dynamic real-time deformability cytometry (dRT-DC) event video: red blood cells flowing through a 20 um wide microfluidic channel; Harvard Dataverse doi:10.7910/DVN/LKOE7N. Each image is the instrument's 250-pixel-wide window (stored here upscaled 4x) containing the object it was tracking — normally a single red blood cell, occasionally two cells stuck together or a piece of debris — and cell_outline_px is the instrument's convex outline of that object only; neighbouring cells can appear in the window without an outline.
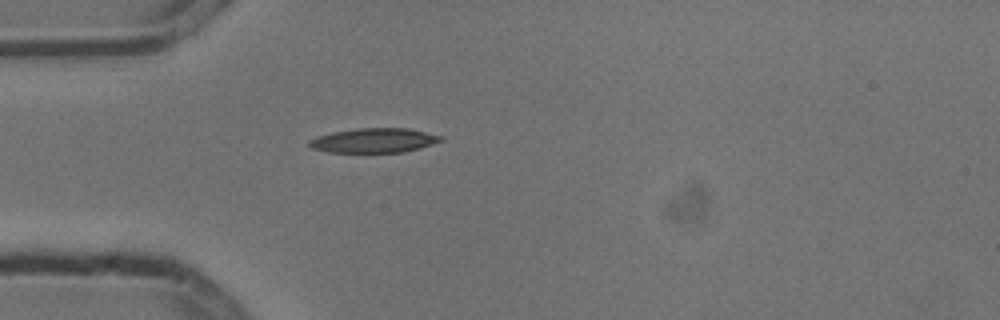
{"species": "common noctule bat (a hibernating species)", "species_latin": "Nyctalus noctula", "temperature_condition": "cold", "stored_images_in_passage": 1, "camera_frame_rate_fps": 3000, "um_per_image_px": 0.085, "animal": {"sex": "male", "body_mass_g": 13.3}, "frame": {"image": 1, "passage_image": 1, "time_ms": 0.0, "image_size_px": [1000, 320], "cell_outline_px": [[444, 140], [420, 148], [404, 152], [328, 152], [312, 148], [308, 144], [308, 140], [316, 136], [332, 132], [356, 128], [408, 128], [444, 136]], "centroid_in_image_um": [31.8, 11.93], "position_along_channel_um": 53.2, "area_um2": 18.9}}